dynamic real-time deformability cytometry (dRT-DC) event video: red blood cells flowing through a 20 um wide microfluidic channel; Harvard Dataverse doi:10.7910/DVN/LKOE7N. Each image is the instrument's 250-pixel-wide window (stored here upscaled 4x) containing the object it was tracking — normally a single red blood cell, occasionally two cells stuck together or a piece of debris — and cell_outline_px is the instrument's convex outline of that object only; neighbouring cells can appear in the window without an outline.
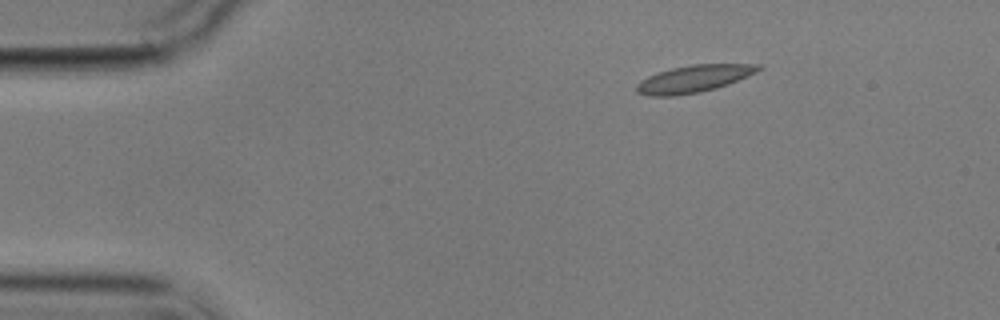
{"species": "common noctule bat (a hibernating species)", "species_latin": "Nyctalus noctula", "temperature_condition": "cold", "stored_images_in_passage": 3, "camera_frame_rate_fps": 3000, "um_per_image_px": 0.085, "animal": {"sex": "male", "body_mass_g": 17.9}, "frame": {"image": 1, "passage_image": 1, "time_ms": 0.0, "image_size_px": [1000, 320], "cell_outline_px": [[764, 68], [748, 76], [728, 84], [716, 88], [700, 92], [676, 96], [648, 96], [636, 92], [636, 84], [640, 80], [656, 72], [672, 68], [692, 64], [760, 64]], "centroid_in_image_um": [58.95, 6.7], "position_along_channel_um": 26.0, "area_um2": 19.48}}